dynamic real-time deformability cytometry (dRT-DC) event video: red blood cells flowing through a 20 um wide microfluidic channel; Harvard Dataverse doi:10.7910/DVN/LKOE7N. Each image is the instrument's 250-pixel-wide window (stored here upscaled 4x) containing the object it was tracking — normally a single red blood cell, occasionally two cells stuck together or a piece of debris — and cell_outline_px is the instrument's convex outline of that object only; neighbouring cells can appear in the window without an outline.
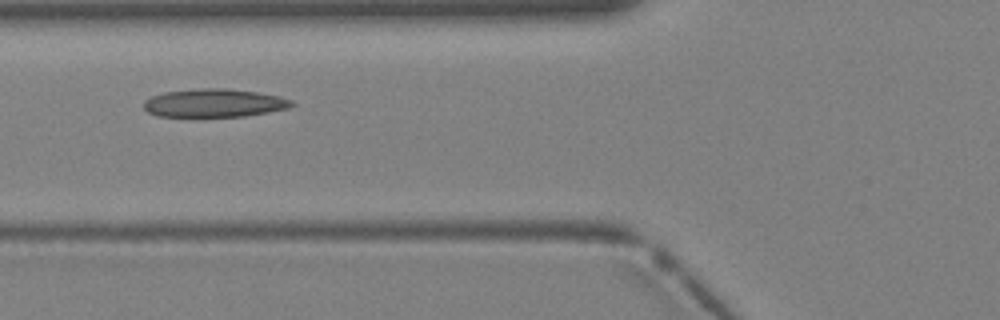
{"species": "Egyptian fruit bat (a non-hibernating species)", "species_latin": "Rousettus aegyptiacus", "temperature_condition": "warm", "stored_images_in_passage": 4, "camera_frame_rate_fps": 3000, "um_per_image_px": 0.085, "animal": {"sex": "female"}, "frame": {"image": 1, "passage_image": 3, "time_ms": 0.667, "image_size_px": [1000, 320], "cell_outline_px": [[296, 104], [292, 108], [248, 116], [204, 120], [192, 120], [156, 116], [148, 112], [140, 104], [144, 100], [152, 96], [164, 92], [200, 88], [224, 88], [260, 92], [280, 96], [296, 100]], "centroid_in_image_um": [18.21, 8.82], "position_along_channel_um": 107.6, "area_um2": 26.36}}
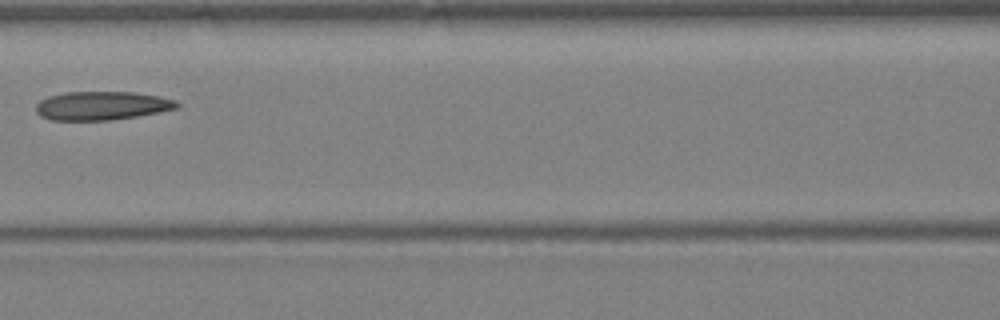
{"frame": {"image": 2, "passage_image": 4, "time_ms": 1.0, "image_size_px": [1000, 320], "cell_outline_px": [[180, 108], [140, 116], [112, 120], [48, 120], [40, 116], [36, 112], [36, 104], [40, 100], [48, 96], [64, 92], [136, 92], [160, 96], [176, 100], [180, 104]], "centroid_in_image_um": [8.68, 8.99], "position_along_channel_um": 157.9, "area_um2": 23.93}}